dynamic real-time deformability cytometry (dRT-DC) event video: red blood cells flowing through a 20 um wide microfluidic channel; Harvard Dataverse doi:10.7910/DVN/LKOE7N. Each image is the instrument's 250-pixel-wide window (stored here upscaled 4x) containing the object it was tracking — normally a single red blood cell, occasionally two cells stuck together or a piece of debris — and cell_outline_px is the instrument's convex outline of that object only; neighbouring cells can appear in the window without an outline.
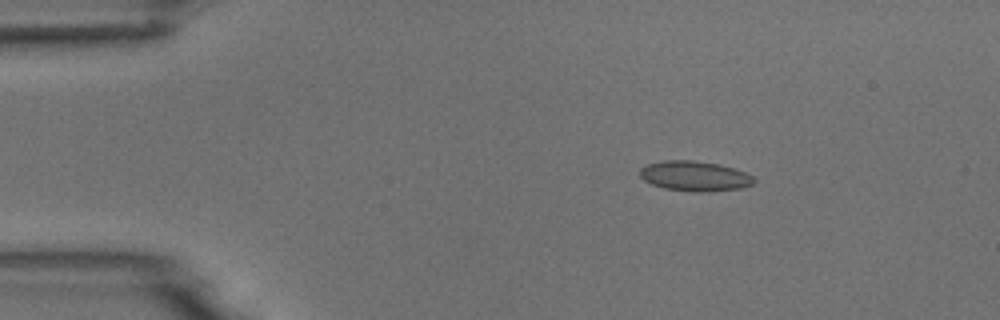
{"species": "common noctule bat (a hibernating species)", "species_latin": "Nyctalus noctula", "temperature_condition": "room temperature", "stored_images_in_passage": 4, "camera_frame_rate_fps": 3000, "um_per_image_px": 0.085, "animal": {"sex": "male", "body_mass_g": 18.8}, "frame": {"image": 1, "passage_image": 2, "time_ms": 2.0, "image_size_px": [1000, 320], "cell_outline_px": [[756, 180], [752, 184], [740, 188], [708, 192], [692, 192], [664, 188], [652, 184], [644, 180], [640, 176], [640, 168], [648, 164], [664, 160], [692, 160], [720, 164], [744, 172], [752, 176]], "centroid_in_image_um": [59.04, 14.97], "position_along_channel_um": 26.0, "area_um2": 19.94}}